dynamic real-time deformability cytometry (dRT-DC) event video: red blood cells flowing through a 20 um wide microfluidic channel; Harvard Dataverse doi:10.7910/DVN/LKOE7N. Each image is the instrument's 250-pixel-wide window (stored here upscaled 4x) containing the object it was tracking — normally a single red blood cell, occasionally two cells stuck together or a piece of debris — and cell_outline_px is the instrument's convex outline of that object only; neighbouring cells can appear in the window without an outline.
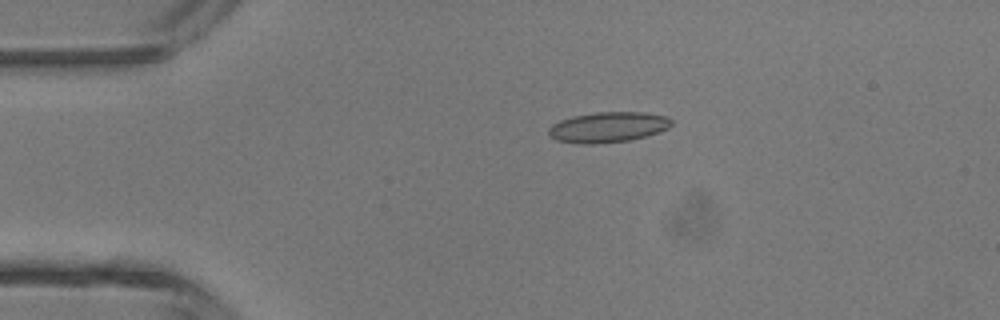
{"species": "common noctule bat (a hibernating species)", "species_latin": "Nyctalus noctula", "temperature_condition": "room temperature", "stored_images_in_passage": 2, "camera_frame_rate_fps": 3000, "um_per_image_px": 0.085, "animal": {"sex": "male", "body_mass_g": 13.3}, "frame": {"image": 1, "passage_image": 1, "time_ms": 0.0, "image_size_px": [1000, 320], "cell_outline_px": [[672, 124], [668, 128], [644, 136], [628, 140], [592, 144], [576, 144], [556, 140], [548, 136], [548, 128], [552, 124], [560, 120], [572, 116], [596, 112], [644, 112], [668, 116], [672, 120]], "centroid_in_image_um": [51.63, 10.8], "position_along_channel_um": 33.4, "area_um2": 21.85}}